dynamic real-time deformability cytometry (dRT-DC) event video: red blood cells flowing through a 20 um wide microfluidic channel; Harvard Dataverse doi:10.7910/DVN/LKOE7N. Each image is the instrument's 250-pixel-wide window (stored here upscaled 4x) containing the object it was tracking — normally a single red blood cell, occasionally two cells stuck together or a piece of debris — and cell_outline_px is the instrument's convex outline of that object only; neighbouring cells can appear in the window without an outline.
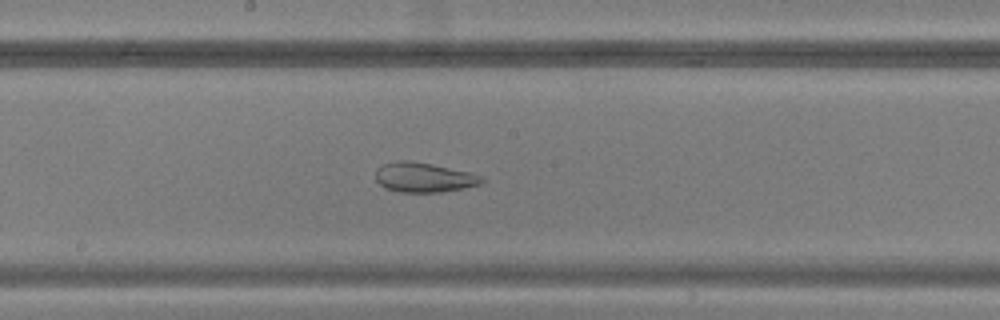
{"species": "common noctule bat (a hibernating species)", "species_latin": "Nyctalus noctula", "temperature_condition": "warm", "stored_images_in_passage": 47, "camera_frame_rate_fps": 3000, "um_per_image_px": 0.085, "animal": {"sex": "male", "body_mass_g": 20.5, "forearm_length_mm": 52.5}, "frame": {"image": 1, "passage_image": 26, "time_ms": 8.333, "image_size_px": [1000, 320], "cell_outline_px": [[484, 180], [480, 184], [440, 192], [400, 192], [384, 188], [376, 180], [376, 168], [384, 164], [396, 160], [408, 160], [432, 164], [468, 172], [480, 176]], "centroid_in_image_um": [35.96, 15.07], "position_along_channel_um": 212.2, "area_um2": 18.15}}
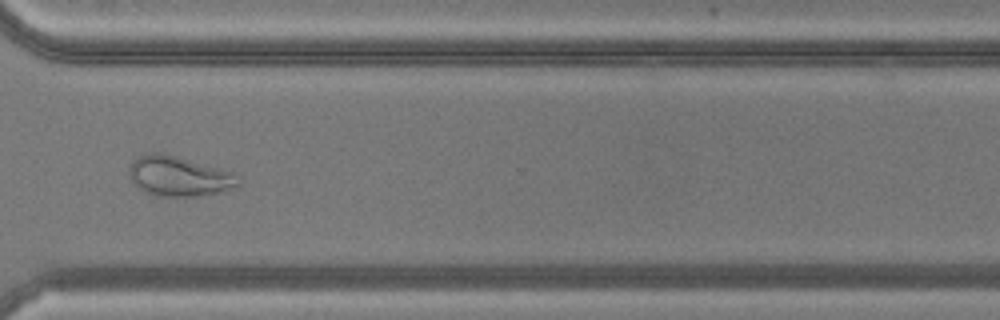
{"frame": {"image": 2, "passage_image": 36, "time_ms": 11.667, "image_size_px": [1000, 320], "cell_outline_px": [[240, 184], [236, 188], [224, 192], [200, 196], [160, 196], [148, 192], [140, 188], [128, 176], [132, 160], [148, 152], [156, 152], [176, 156], [220, 168], [232, 172], [240, 180]], "centroid_in_image_um": [15.25, 14.98], "position_along_channel_um": 355.3, "area_um2": 25.37}}
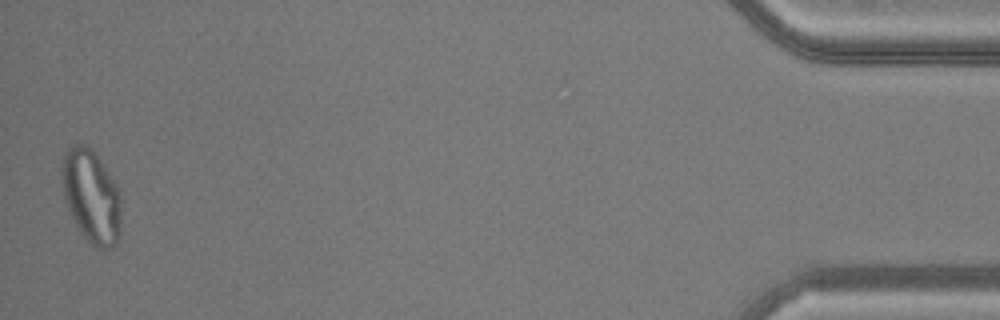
{"frame": {"image": 3, "passage_image": 47, "time_ms": 15.333, "image_size_px": [1000, 320], "cell_outline_px": [[120, 236], [116, 244], [112, 248], [100, 252], [80, 232], [68, 208], [64, 196], [60, 172], [60, 168], [64, 152], [72, 144], [84, 144], [92, 148], [116, 184], [120, 192]], "centroid_in_image_um": [7.76, 16.69], "position_along_channel_um": 427.4, "area_um2": 32.6}}